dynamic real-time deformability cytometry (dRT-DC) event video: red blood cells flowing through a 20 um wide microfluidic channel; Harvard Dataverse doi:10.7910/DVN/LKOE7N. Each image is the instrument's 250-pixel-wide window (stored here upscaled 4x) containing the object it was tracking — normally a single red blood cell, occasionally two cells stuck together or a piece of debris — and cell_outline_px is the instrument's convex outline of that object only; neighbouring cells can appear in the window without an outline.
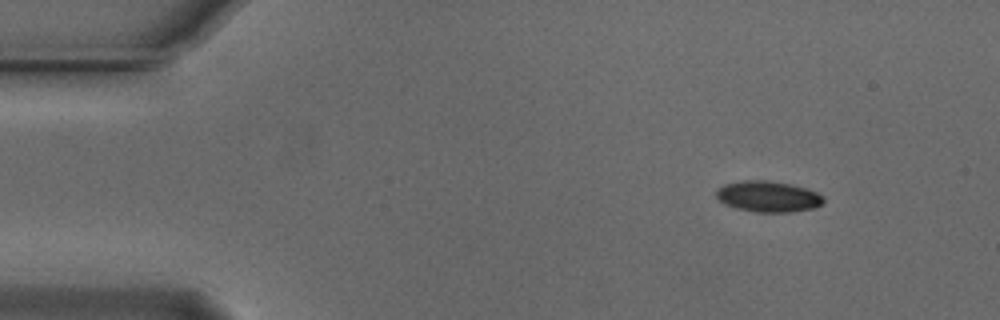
{"species": "Egyptian fruit bat (a non-hibernating species)", "species_latin": "Rousettus aegyptiacus", "temperature_condition": "cold", "stored_images_in_passage": 49, "camera_frame_rate_fps": 3000, "um_per_image_px": 0.085, "animal": {"sex": "male"}, "frame": {"image": 1, "passage_image": 1, "time_ms": 0.0, "image_size_px": [1000, 320], "cell_outline_px": [[824, 200], [820, 204], [812, 208], [792, 212], [756, 212], [736, 208], [724, 204], [716, 196], [716, 192], [724, 184], [744, 180], [768, 180], [792, 184], [816, 192], [824, 196]], "centroid_in_image_um": [65.28, 16.7], "position_along_channel_um": 19.7, "area_um2": 19.25}}
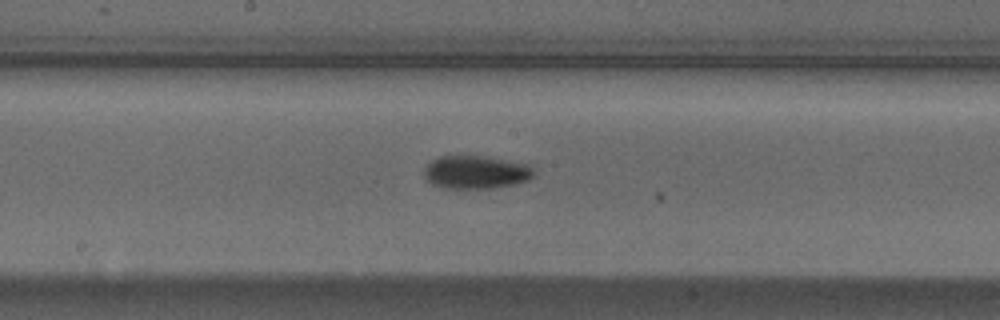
{"frame": {"image": 2, "passage_image": 23, "time_ms": 7.333, "image_size_px": [1000, 320], "cell_outline_px": [[536, 176], [528, 180], [512, 184], [492, 188], [444, 188], [432, 184], [424, 176], [424, 168], [432, 160], [440, 156], [484, 156], [528, 164], [536, 172]], "centroid_in_image_um": [40.47, 14.63], "position_along_channel_um": 207.7, "area_um2": 21.15}}
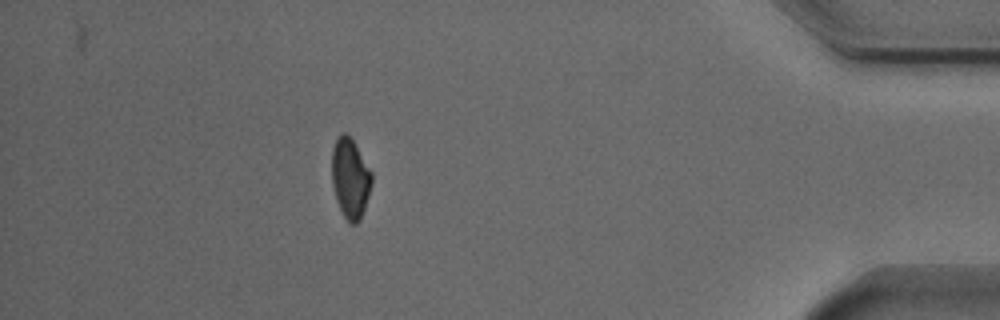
{"frame": {"image": 3, "passage_image": 43, "time_ms": 14.0, "image_size_px": [1000, 320], "cell_outline_px": [[372, 184], [360, 220], [356, 224], [348, 224], [336, 200], [332, 184], [332, 148], [336, 136], [340, 132], [344, 132], [352, 140], [372, 172]], "centroid_in_image_um": [29.75, 15.15], "position_along_channel_um": 405.4, "area_um2": 18.61}, "authors_computed_cell_mechanics": {"area_um2": 19.652, "velocity_mm_per_s": 3.7361, "shape_relaxation_time_tau1_ms": 3.9306, "shape_relaxation_time_tau2_ms": null, "deformation_change_tau1": 0.0983, "deformation_change_tau2": null}}